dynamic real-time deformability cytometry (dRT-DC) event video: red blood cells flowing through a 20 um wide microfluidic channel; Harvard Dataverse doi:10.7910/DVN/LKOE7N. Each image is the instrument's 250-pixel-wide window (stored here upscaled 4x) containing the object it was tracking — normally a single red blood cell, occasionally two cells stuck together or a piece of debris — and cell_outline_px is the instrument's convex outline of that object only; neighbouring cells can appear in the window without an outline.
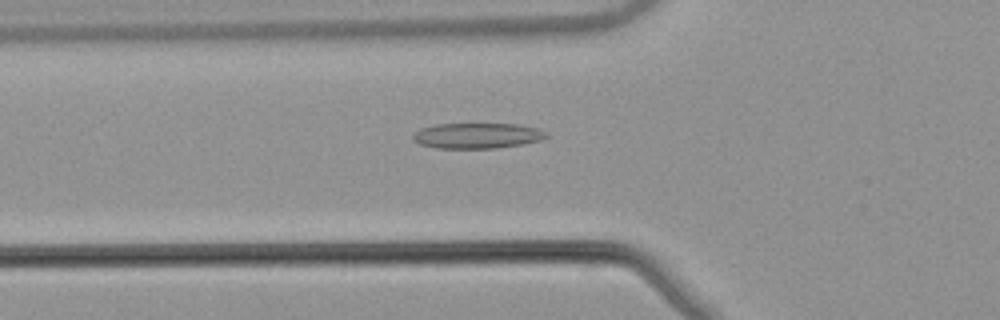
{"species": "common noctule bat (a hibernating species)", "species_latin": "Nyctalus noctula", "temperature_condition": "warm", "stored_images_in_passage": 31, "camera_frame_rate_fps": 3000, "um_per_image_px": 0.085, "animal": {"sex": "male", "body_mass_g": 21.5, "forearm_length_mm": 52.0}, "frame": {"image": 1, "passage_image": 19, "time_ms": 6.0, "image_size_px": [1000, 320], "cell_outline_px": [[548, 136], [540, 140], [520, 144], [496, 148], [436, 148], [420, 144], [412, 140], [412, 136], [420, 128], [436, 124], [516, 124], [536, 128], [548, 132]], "centroid_in_image_um": [40.53, 11.53], "position_along_channel_um": 85.3, "area_um2": 19.71}}
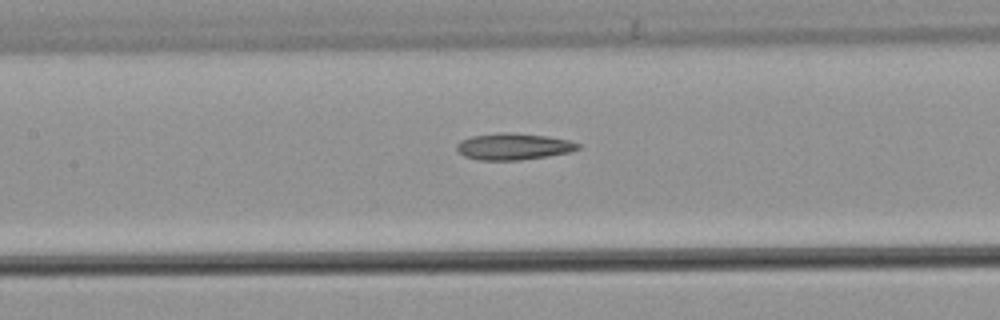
{"frame": {"image": 2, "passage_image": 25, "time_ms": 8.0, "image_size_px": [1000, 320], "cell_outline_px": [[580, 148], [568, 152], [520, 160], [480, 160], [464, 156], [456, 148], [456, 144], [460, 140], [472, 136], [500, 132], [508, 132], [548, 136], [568, 140], [580, 144]], "centroid_in_image_um": [43.61, 12.44], "position_along_channel_um": 163.8, "area_um2": 18.61}}
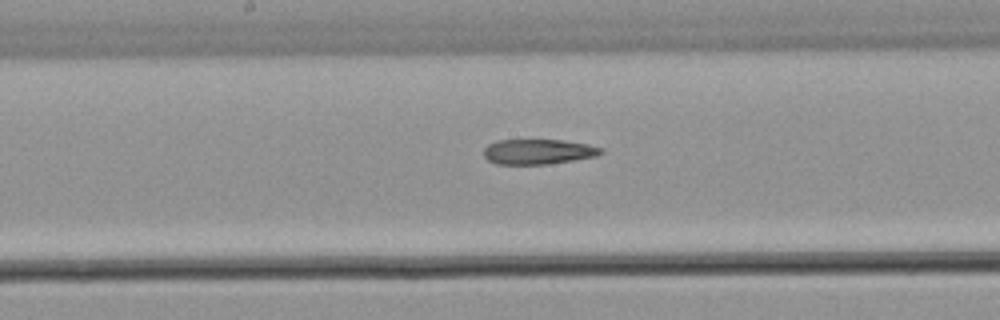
{"frame": {"image": 3, "passage_image": 28, "time_ms": 9.0, "image_size_px": [1000, 320], "cell_outline_px": [[604, 152], [596, 156], [548, 164], [496, 164], [488, 160], [484, 156], [484, 148], [488, 144], [496, 140], [564, 140], [588, 144], [604, 148]], "centroid_in_image_um": [45.75, 12.89], "position_along_channel_um": 202.4, "area_um2": 17.22}}